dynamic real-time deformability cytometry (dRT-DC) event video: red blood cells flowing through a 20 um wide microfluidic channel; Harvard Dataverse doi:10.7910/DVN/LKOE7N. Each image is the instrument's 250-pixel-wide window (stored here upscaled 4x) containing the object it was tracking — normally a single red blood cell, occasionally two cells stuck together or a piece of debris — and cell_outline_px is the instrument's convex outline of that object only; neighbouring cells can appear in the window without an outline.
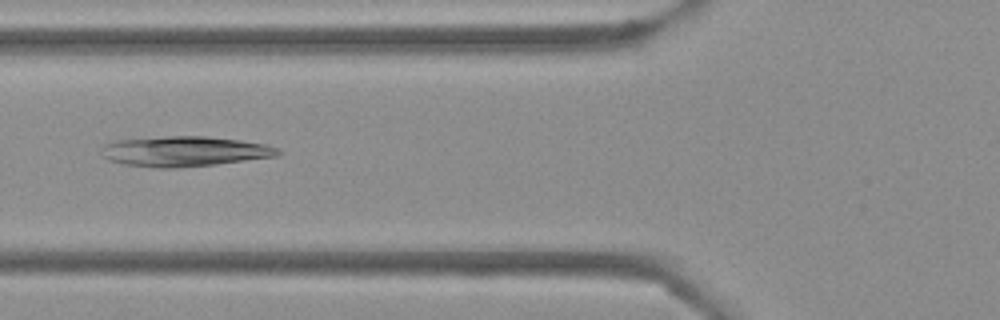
{"species": "Egyptian fruit bat (a non-hibernating species)", "species_latin": "Rousettus aegyptiacus", "temperature_condition": "cold", "stored_images_in_passage": 37, "camera_frame_rate_fps": 3000, "um_per_image_px": 0.085, "frame": {"image": 1, "passage_image": 8, "time_ms": 2.333, "image_size_px": [1000, 320], "cell_outline_px": [[280, 152], [276, 156], [216, 164], [176, 168], [152, 168], [124, 164], [108, 160], [104, 156], [104, 144], [116, 140], [168, 136], [208, 136], [240, 140], [264, 144], [276, 148]], "centroid_in_image_um": [15.66, 12.87], "position_along_channel_um": 110.1, "area_um2": 30.81}}
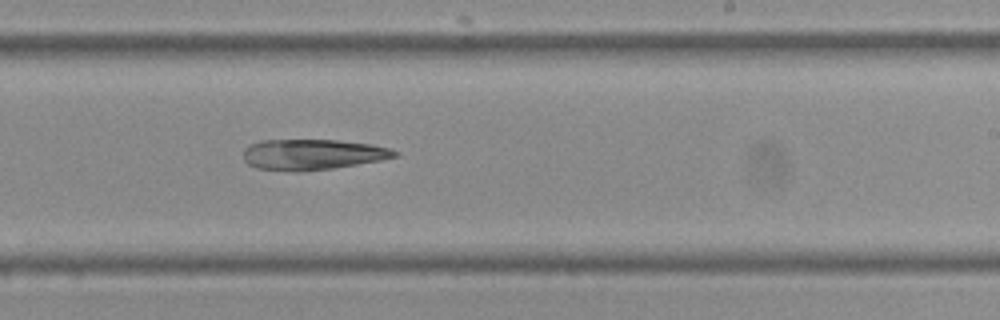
{"frame": {"image": 2, "passage_image": 20, "time_ms": 6.333, "image_size_px": [1000, 320], "cell_outline_px": [[400, 156], [380, 160], [332, 168], [300, 172], [292, 172], [256, 168], [248, 164], [244, 160], [244, 148], [248, 144], [260, 140], [336, 140], [372, 144], [392, 148], [400, 152]], "centroid_in_image_um": [26.56, 13.13], "position_along_channel_um": 262.4, "area_um2": 27.34}}
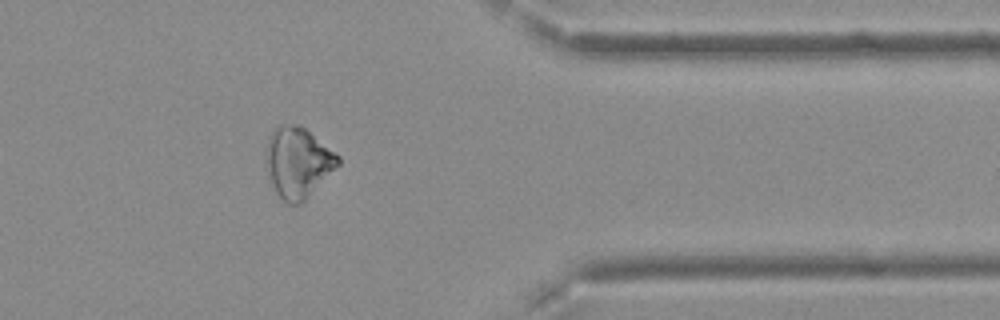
{"frame": {"image": 3, "passage_image": 31, "time_ms": 10.0, "image_size_px": [1000, 320], "cell_outline_px": [[340, 164], [300, 204], [288, 204], [276, 192], [268, 172], [264, 156], [268, 136], [276, 124], [296, 124], [304, 128], [340, 156]], "centroid_in_image_um": [25.29, 13.77], "position_along_channel_um": 386.1, "area_um2": 29.42}}